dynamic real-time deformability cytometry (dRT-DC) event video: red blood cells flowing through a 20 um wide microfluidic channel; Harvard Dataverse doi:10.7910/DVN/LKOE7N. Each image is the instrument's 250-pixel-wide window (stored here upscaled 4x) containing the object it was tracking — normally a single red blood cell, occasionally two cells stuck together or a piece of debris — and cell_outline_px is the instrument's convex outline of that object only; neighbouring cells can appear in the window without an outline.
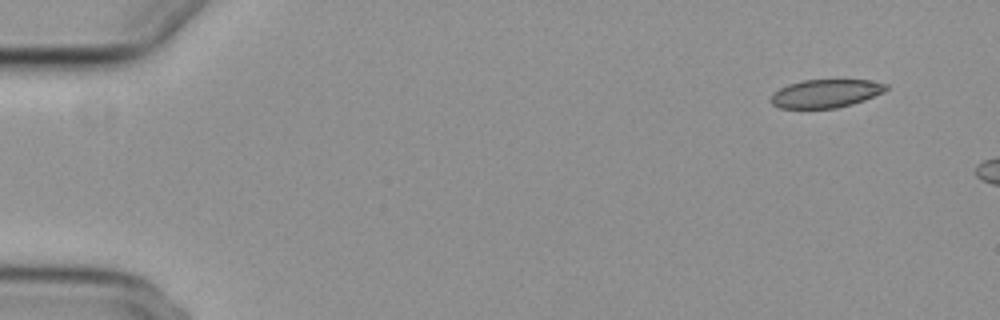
{"species": "common noctule bat (a hibernating species)", "species_latin": "Nyctalus noctula", "temperature_condition": "cold", "stored_images_in_passage": 6, "camera_frame_rate_fps": 3000, "um_per_image_px": 0.085, "animal": {"sex": "female", "body_mass_g": 29.2, "forearm_length_mm": 56.3}, "frame": {"image": 1, "passage_image": 1, "time_ms": 0.0, "image_size_px": [1000, 320], "cell_outline_px": [[888, 88], [884, 92], [864, 100], [852, 104], [836, 108], [780, 108], [772, 104], [768, 100], [772, 92], [788, 84], [804, 80], [868, 80], [888, 84]], "centroid_in_image_um": [70.15, 7.95], "position_along_channel_um": 14.8, "area_um2": 19.07}}